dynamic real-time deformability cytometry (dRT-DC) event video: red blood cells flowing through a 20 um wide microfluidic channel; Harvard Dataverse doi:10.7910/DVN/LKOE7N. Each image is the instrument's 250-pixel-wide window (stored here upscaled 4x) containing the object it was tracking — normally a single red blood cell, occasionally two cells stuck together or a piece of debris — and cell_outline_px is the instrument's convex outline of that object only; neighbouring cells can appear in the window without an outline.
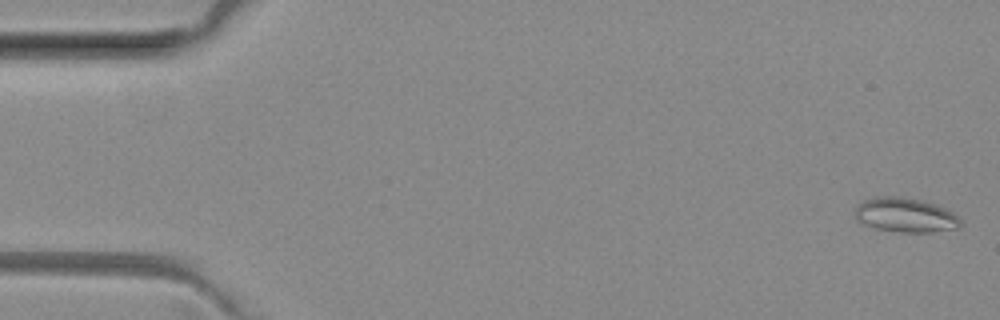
{"species": "common noctule bat (a hibernating species)", "species_latin": "Nyctalus noctula", "temperature_condition": "room temperature", "stored_images_in_passage": 50, "camera_frame_rate_fps": 3000, "um_per_image_px": 0.085, "animal": {"sex": "female", "body_mass_g": 29.2, "forearm_length_mm": 56.3}, "frame": {"image": 1, "passage_image": 1, "time_ms": 0.0, "image_size_px": [1000, 320], "cell_outline_px": [[960, 224], [956, 228], [932, 232], [900, 232], [876, 228], [860, 220], [856, 216], [856, 208], [864, 200], [884, 196], [896, 196], [920, 200], [944, 208], [952, 212], [960, 220]], "centroid_in_image_um": [76.98, 18.28], "position_along_channel_um": 8.0, "area_um2": 20.4}}
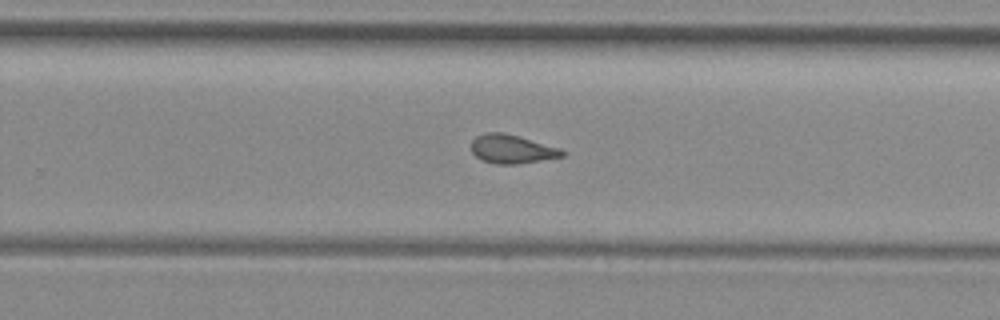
{"frame": {"image": 2, "passage_image": 32, "time_ms": 10.333, "image_size_px": [1000, 320], "cell_outline_px": [[564, 156], [516, 164], [496, 164], [480, 160], [472, 152], [472, 140], [476, 136], [488, 132], [500, 132], [516, 136], [560, 148], [564, 152]], "centroid_in_image_um": [43.47, 12.68], "position_along_channel_um": 286.3, "area_um2": 14.91}}
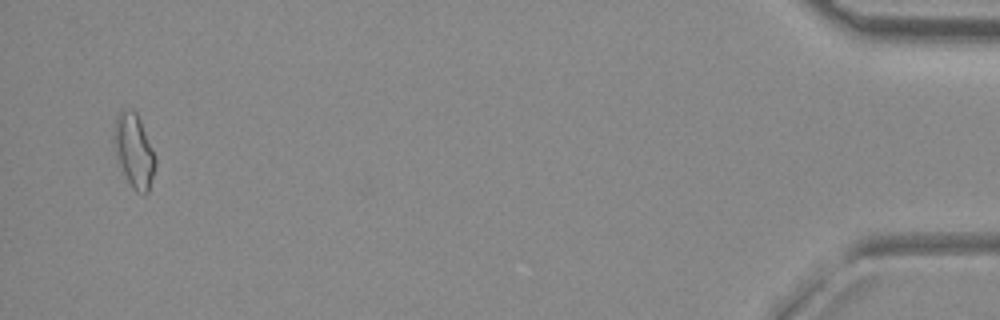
{"frame": {"image": 3, "passage_image": 49, "time_ms": 16.0, "image_size_px": [1000, 320], "cell_outline_px": [[156, 164], [148, 192], [144, 196], [136, 192], [132, 188], [116, 156], [112, 140], [116, 120], [120, 112], [136, 112], [140, 120], [156, 156]], "centroid_in_image_um": [11.41, 12.88], "position_along_channel_um": 423.8, "area_um2": 17.4}, "authors_computed_cell_mechanics": {"area_um2": 15.6638, "velocity_mm_per_s": 4.0535, "shape_relaxation_time_tau1_ms": null, "shape_relaxation_time_tau2_ms": 2.4723, "deformation_change_tau1": null, "deformation_change_tau2": 0.0766}}